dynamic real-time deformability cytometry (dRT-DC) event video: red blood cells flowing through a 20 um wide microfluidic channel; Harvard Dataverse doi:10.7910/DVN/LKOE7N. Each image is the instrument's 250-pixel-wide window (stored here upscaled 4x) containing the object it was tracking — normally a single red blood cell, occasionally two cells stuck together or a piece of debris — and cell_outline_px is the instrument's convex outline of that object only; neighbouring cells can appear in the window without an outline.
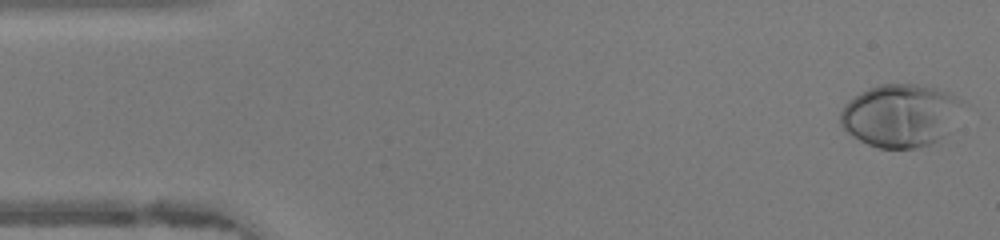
{"species": "human", "species_latin": "Homo sapiens", "temperature_condition": "warm", "stored_images_in_passage": 46, "camera_frame_rate_fps": 3000, "um_per_image_px": 0.085, "donor": {"sex": "female"}, "frame": {"image": 1, "passage_image": 1, "time_ms": 0.0, "image_size_px": [1000, 240], "cell_outline_px": [[968, 104], [948, 132], [932, 144], [916, 148], [880, 148], [868, 144], [852, 136], [840, 124], [840, 112], [844, 104], [848, 100], [860, 92], [868, 88], [880, 84], [924, 84], [948, 92], [964, 100]], "centroid_in_image_um": [76.59, 9.79], "position_along_channel_um": 8.4, "area_um2": 45.43}}
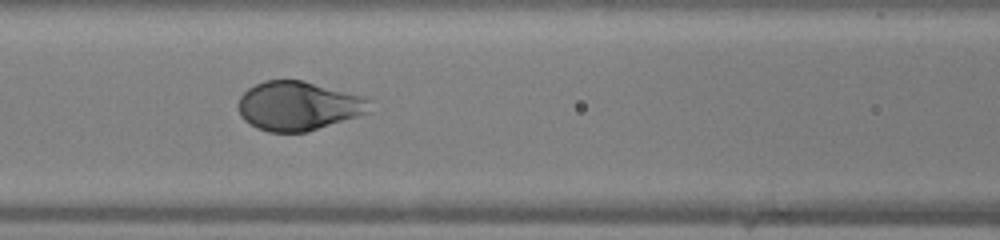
{"frame": {"image": 2, "passage_image": 19, "time_ms": 6.0, "image_size_px": [1000, 240], "cell_outline_px": [[372, 100], [368, 112], [308, 132], [268, 132], [256, 128], [244, 120], [240, 116], [236, 108], [236, 104], [240, 96], [248, 88], [264, 80], [300, 80], [368, 96]], "centroid_in_image_um": [25.34, 9.0], "position_along_channel_um": 141.3, "area_um2": 37.97}}
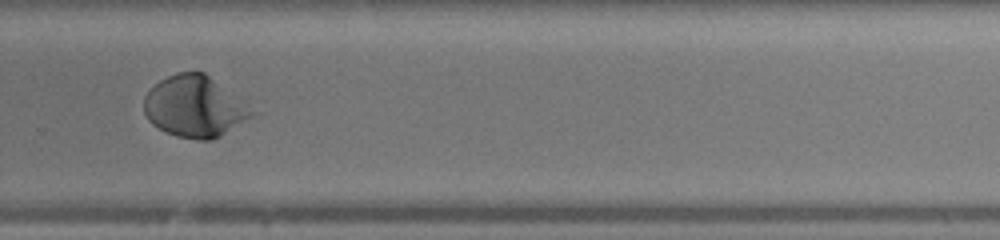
{"frame": {"image": 3, "passage_image": 31, "time_ms": 10.0, "image_size_px": [1000, 240], "cell_outline_px": [[260, 112], [220, 136], [212, 140], [196, 140], [176, 136], [164, 132], [152, 124], [148, 120], [144, 112], [144, 96], [160, 80], [176, 72], [204, 72]], "centroid_in_image_um": [16.57, 9.07], "position_along_channel_um": 313.2, "area_um2": 38.78}, "authors_computed_cell_mechanics": {"area_um2": 38.9572, "velocity_mm_per_s": 4.3256, "shape_relaxation_time_tau1_ms": 2.4817, "shape_relaxation_time_tau2_ms": null, "deformation_change_tau1": 0.2142, "deformation_change_tau2": null}}